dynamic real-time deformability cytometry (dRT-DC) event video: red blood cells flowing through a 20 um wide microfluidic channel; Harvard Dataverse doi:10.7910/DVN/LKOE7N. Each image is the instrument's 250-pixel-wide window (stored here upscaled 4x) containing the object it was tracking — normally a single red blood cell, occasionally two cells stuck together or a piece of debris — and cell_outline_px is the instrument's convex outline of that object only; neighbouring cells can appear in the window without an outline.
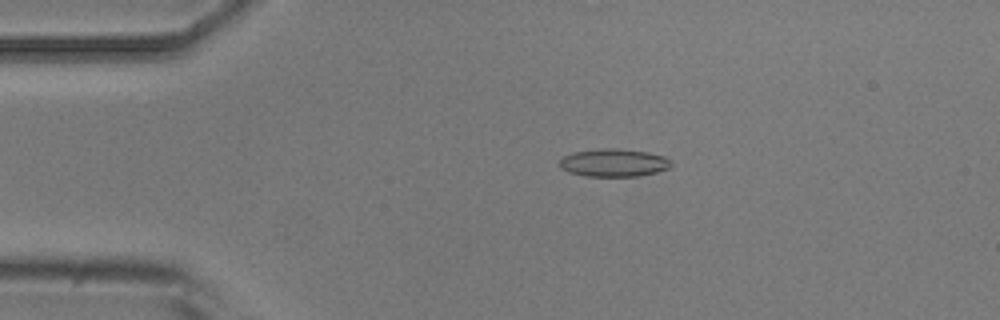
{"species": "common noctule bat (a hibernating species)", "species_latin": "Nyctalus noctula", "temperature_condition": "room temperature", "stored_images_in_passage": 6, "camera_frame_rate_fps": 3000, "um_per_image_px": 0.085, "animal": {"sex": "male", "body_mass_g": 20.5, "forearm_length_mm": 52.5}, "frame": {"image": 1, "passage_image": 3, "time_ms": 2.333, "image_size_px": [1000, 320], "cell_outline_px": [[672, 164], [668, 168], [656, 172], [640, 176], [584, 176], [568, 172], [560, 168], [560, 160], [564, 156], [572, 152], [600, 148], [616, 148], [648, 152], [664, 156], [672, 160]], "centroid_in_image_um": [52.17, 13.83], "position_along_channel_um": 32.8, "area_um2": 18.26}}
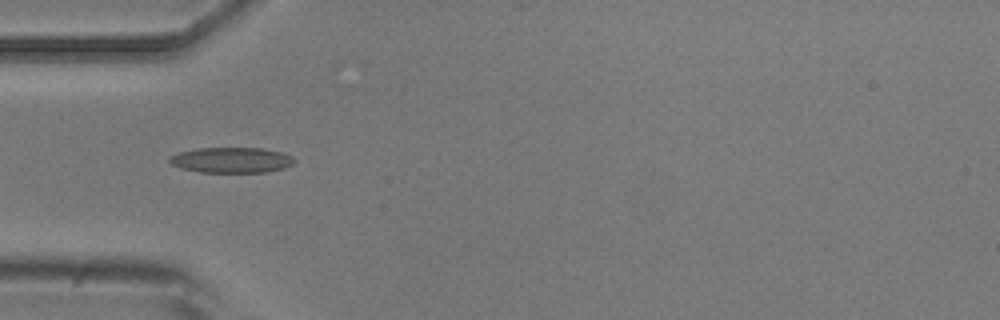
{"frame": {"image": 2, "passage_image": 5, "time_ms": 4.333, "image_size_px": [1000, 320], "cell_outline_px": [[296, 160], [292, 164], [284, 168], [264, 172], [200, 172], [180, 168], [172, 164], [168, 160], [168, 156], [180, 152], [196, 148], [260, 148], [280, 152], [292, 156]], "centroid_in_image_um": [19.64, 13.6], "position_along_channel_um": 65.4, "area_um2": 18.5}}
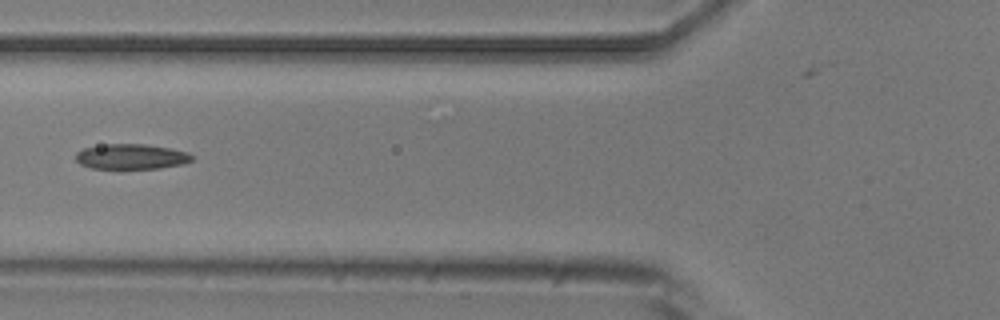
{"frame": {"image": 3, "passage_image": 6, "time_ms": 5.667, "image_size_px": [1000, 320], "cell_outline_px": [[192, 160], [184, 164], [160, 168], [116, 172], [92, 168], [80, 164], [76, 160], [76, 152], [84, 148], [108, 144], [144, 144], [168, 148], [188, 152], [192, 156]], "centroid_in_image_um": [11.12, 13.37], "position_along_channel_um": 114.7, "area_um2": 17.86}}